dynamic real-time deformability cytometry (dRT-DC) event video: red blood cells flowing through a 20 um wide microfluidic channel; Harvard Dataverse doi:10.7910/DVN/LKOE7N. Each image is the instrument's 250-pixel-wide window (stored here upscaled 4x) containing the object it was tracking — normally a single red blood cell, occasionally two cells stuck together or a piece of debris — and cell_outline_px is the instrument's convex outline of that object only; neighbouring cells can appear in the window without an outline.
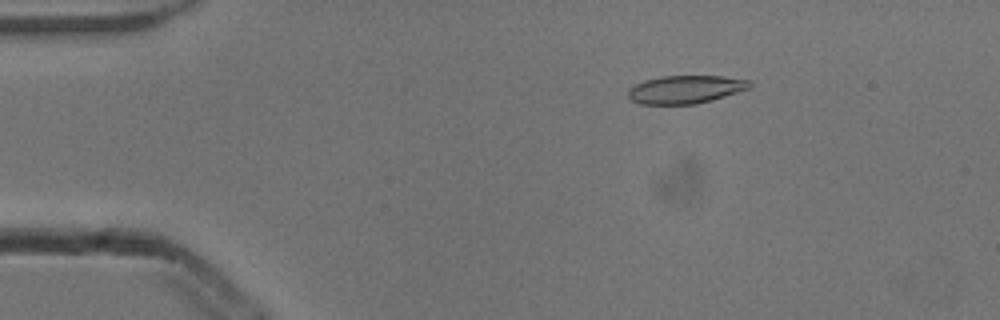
{"species": "common noctule bat (a hibernating species)", "species_latin": "Nyctalus noctula", "temperature_condition": "cold", "stored_images_in_passage": 3, "camera_frame_rate_fps": 3000, "um_per_image_px": 0.085, "animal": {"sex": "male", "body_mass_g": 13.3}, "frame": {"image": 1, "passage_image": 2, "time_ms": 0.333, "image_size_px": [1000, 320], "cell_outline_px": [[752, 88], [696, 104], [640, 104], [632, 100], [628, 96], [628, 88], [644, 80], [660, 76], [724, 76], [752, 80]], "centroid_in_image_um": [58.29, 7.59], "position_along_channel_um": 26.7, "area_um2": 20.0}}